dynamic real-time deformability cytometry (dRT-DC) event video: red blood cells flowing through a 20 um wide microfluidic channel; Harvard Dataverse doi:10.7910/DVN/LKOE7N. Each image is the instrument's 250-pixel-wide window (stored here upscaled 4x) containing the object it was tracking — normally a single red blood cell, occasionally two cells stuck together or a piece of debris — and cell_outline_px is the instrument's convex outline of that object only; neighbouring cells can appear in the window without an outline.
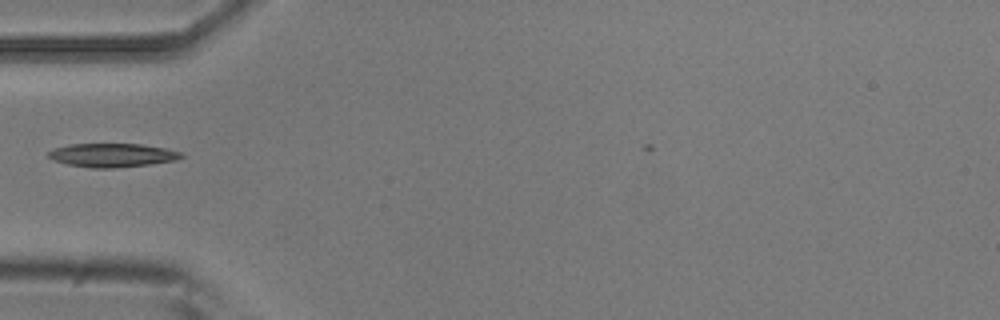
{"species": "common noctule bat (a hibernating species)", "species_latin": "Nyctalus noctula", "temperature_condition": "room temperature", "stored_images_in_passage": 31, "camera_frame_rate_fps": 3000, "um_per_image_px": 0.085, "animal": {"sex": "male", "body_mass_g": 20.5, "forearm_length_mm": 52.5}, "frame": {"image": 1, "passage_image": 1, "time_ms": 0.0, "image_size_px": [1000, 320], "cell_outline_px": [[184, 156], [176, 160], [148, 164], [112, 168], [92, 168], [68, 164], [52, 160], [48, 156], [48, 152], [56, 148], [68, 144], [140, 144], [164, 148], [180, 152]], "centroid_in_image_um": [9.52, 13.19], "position_along_channel_um": 75.5, "area_um2": 18.09}}
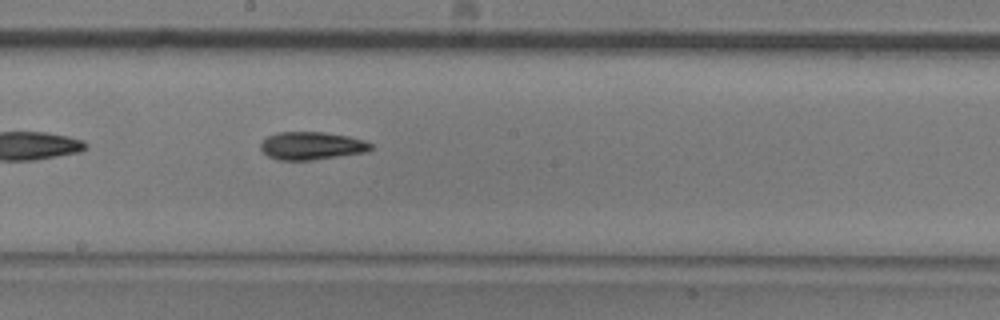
{"frame": {"image": 2, "passage_image": 12, "time_ms": 3.667, "image_size_px": [1000, 320], "cell_outline_px": [[372, 148], [368, 152], [312, 160], [280, 160], [268, 156], [260, 148], [260, 144], [268, 136], [276, 132], [324, 132], [348, 136], [364, 140], [372, 144]], "centroid_in_image_um": [26.5, 12.39], "position_along_channel_um": 221.7, "area_um2": 17.92}}
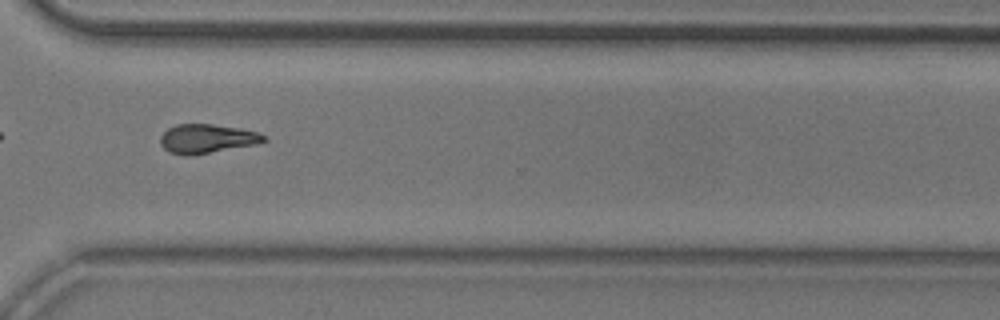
{"frame": {"image": 3, "passage_image": 22, "time_ms": 7.0, "image_size_px": [1000, 320], "cell_outline_px": [[268, 140], [256, 144], [208, 152], [168, 152], [160, 144], [160, 136], [168, 128], [176, 124], [212, 124], [240, 128], [256, 132], [268, 136]], "centroid_in_image_um": [17.63, 11.73], "position_along_channel_um": 353.0, "area_um2": 16.82}}